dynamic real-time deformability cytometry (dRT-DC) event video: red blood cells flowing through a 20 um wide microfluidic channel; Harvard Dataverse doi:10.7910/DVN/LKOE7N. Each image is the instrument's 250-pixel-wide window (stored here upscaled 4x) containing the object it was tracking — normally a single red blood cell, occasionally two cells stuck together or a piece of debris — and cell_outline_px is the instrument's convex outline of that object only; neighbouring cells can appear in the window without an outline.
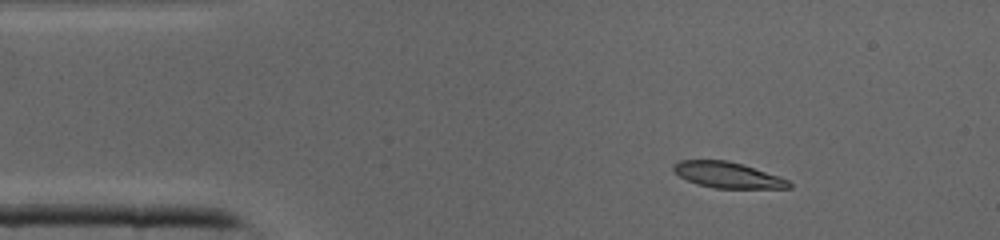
{"species": "common noctule bat (a hibernating species)", "species_latin": "Nyctalus noctula", "temperature_condition": "cold", "stored_images_in_passage": 8, "camera_frame_rate_fps": 3000, "um_per_image_px": 0.085, "animal": {"sex": "male", "body_mass_g": 19.0, "forearm_length_mm": 50.8}, "frame": {"image": 1, "passage_image": 1, "time_ms": 0.0, "image_size_px": [1000, 240], "cell_outline_px": [[792, 188], [716, 188], [696, 184], [680, 176], [672, 168], [672, 164], [680, 160], [728, 160], [780, 176], [788, 180], [792, 184]], "centroid_in_image_um": [61.86, 14.87], "position_along_channel_um": 23.1, "area_um2": 17.34}}